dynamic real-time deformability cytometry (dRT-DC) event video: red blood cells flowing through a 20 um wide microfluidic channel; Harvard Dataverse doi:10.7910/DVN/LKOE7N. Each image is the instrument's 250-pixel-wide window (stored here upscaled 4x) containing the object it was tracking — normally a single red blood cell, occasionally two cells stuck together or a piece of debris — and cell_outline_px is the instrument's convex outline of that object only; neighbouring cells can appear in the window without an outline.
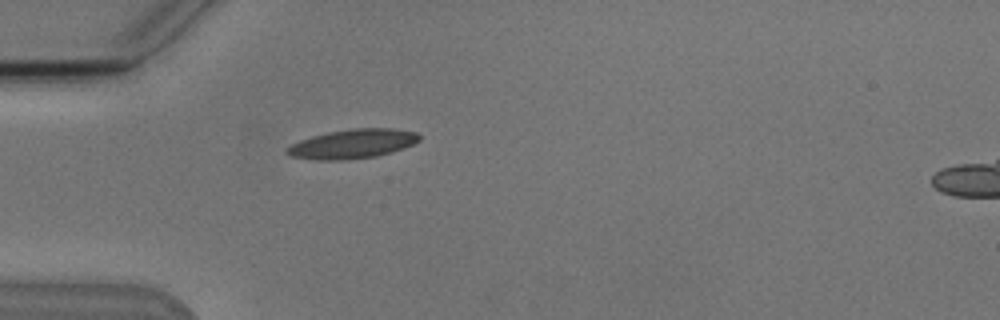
{"species": "Egyptian fruit bat (a non-hibernating species)", "species_latin": "Rousettus aegyptiacus", "temperature_condition": "cold", "stored_images_in_passage": 2, "camera_frame_rate_fps": 3000, "um_per_image_px": 0.085, "animal": {"sex": "male"}, "frame": {"image": 1, "passage_image": 1, "time_ms": 0.0, "image_size_px": [1000, 320], "cell_outline_px": [[420, 140], [412, 144], [376, 156], [340, 160], [316, 160], [288, 156], [284, 152], [292, 144], [300, 140], [312, 136], [328, 132], [352, 128], [392, 128], [416, 132], [420, 136]], "centroid_in_image_um": [29.92, 12.22], "position_along_channel_um": 55.1, "area_um2": 22.31}}